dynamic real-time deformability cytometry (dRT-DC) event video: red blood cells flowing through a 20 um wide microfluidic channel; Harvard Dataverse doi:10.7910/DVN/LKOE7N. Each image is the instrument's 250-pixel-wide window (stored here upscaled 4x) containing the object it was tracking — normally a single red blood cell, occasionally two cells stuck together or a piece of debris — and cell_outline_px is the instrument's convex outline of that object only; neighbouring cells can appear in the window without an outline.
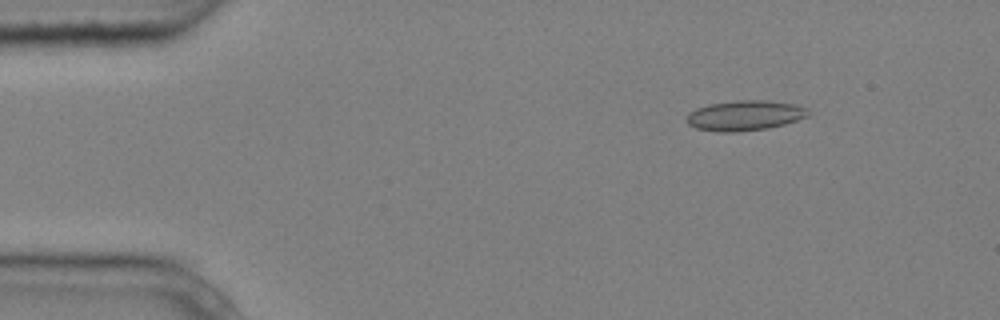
{"species": "common noctule bat (a hibernating species)", "species_latin": "Nyctalus noctula", "temperature_condition": "cold", "stored_images_in_passage": 4, "camera_frame_rate_fps": 3000, "um_per_image_px": 0.085, "animal": {"sex": "male", "body_mass_g": 20.4}, "frame": {"image": 1, "passage_image": 2, "time_ms": 0.333, "image_size_px": [1000, 320], "cell_outline_px": [[808, 116], [784, 124], [768, 128], [736, 132], [716, 132], [696, 128], [688, 124], [684, 120], [688, 112], [696, 108], [708, 104], [736, 100], [764, 100], [796, 104], [808, 108]], "centroid_in_image_um": [63.26, 9.81], "position_along_channel_um": 21.7, "area_um2": 21.56}}
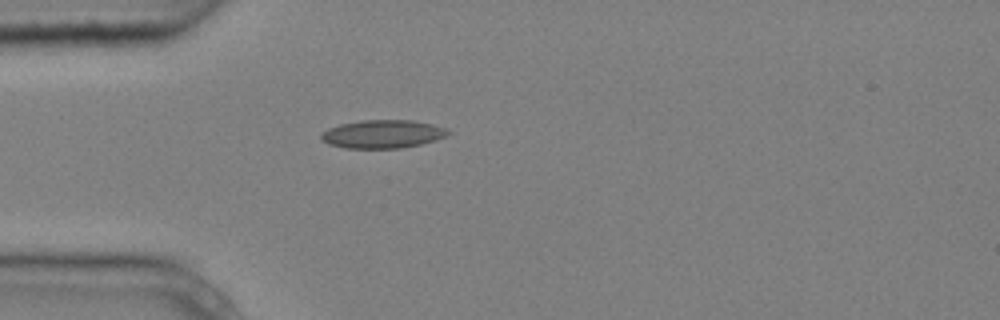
{"frame": {"image": 2, "passage_image": 4, "time_ms": 1.0, "image_size_px": [1000, 320], "cell_outline_px": [[452, 132], [436, 140], [420, 144], [400, 148], [344, 148], [328, 144], [320, 140], [320, 132], [328, 128], [340, 124], [360, 120], [412, 120], [432, 124], [444, 128]], "centroid_in_image_um": [32.46, 11.39], "position_along_channel_um": 52.5, "area_um2": 20.98}}